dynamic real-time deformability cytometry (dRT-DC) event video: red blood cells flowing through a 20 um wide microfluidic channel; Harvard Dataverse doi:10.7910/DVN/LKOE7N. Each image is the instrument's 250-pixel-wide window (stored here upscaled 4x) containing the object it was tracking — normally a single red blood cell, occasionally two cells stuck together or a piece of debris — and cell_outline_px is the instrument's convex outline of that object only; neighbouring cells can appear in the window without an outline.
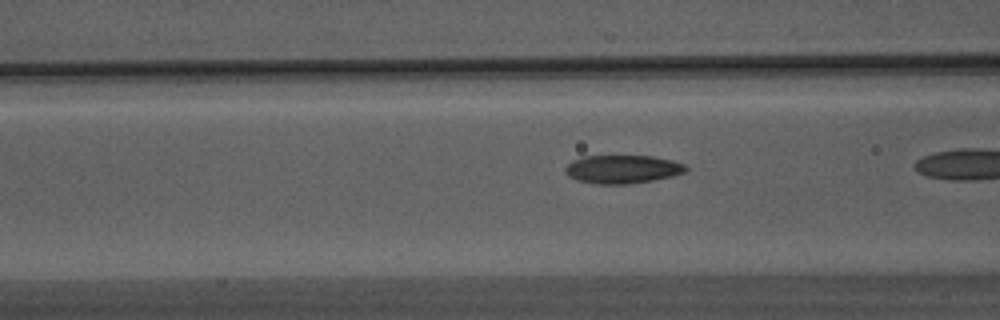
{"species": "Egyptian fruit bat (a non-hibernating species)", "species_latin": "Rousettus aegyptiacus", "temperature_condition": "warm", "stored_images_in_passage": 38, "camera_frame_rate_fps": 3000, "um_per_image_px": 0.085, "animal": {"sex": "male"}, "frame": {"image": 1, "passage_image": 17, "time_ms": 5.333, "image_size_px": [1000, 320], "cell_outline_px": [[688, 168], [684, 172], [672, 176], [652, 180], [628, 184], [596, 184], [576, 180], [568, 176], [564, 172], [564, 168], [572, 160], [584, 156], [652, 156], [672, 160], [684, 164]], "centroid_in_image_um": [52.87, 14.38], "position_along_channel_um": 113.7, "area_um2": 19.94}}
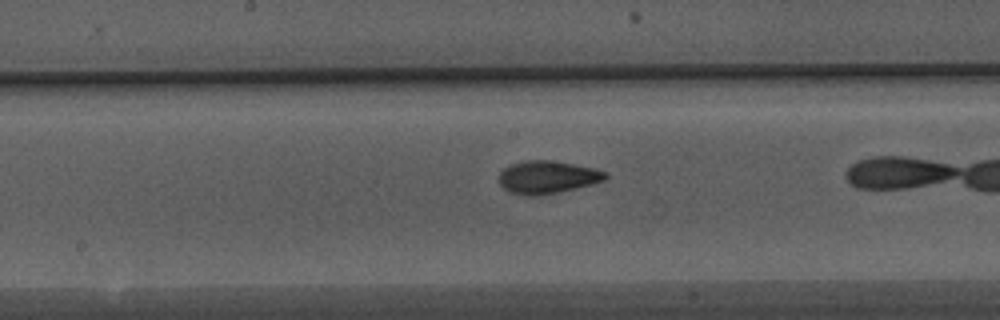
{"frame": {"image": 2, "passage_image": 24, "time_ms": 7.667, "image_size_px": [1000, 320], "cell_outline_px": [[608, 176], [604, 180], [592, 184], [576, 188], [536, 196], [528, 196], [512, 192], [504, 188], [500, 184], [500, 172], [504, 168], [512, 164], [524, 160], [548, 160], [572, 164], [592, 168], [608, 172]], "centroid_in_image_um": [46.53, 15.05], "position_along_channel_um": 201.7, "area_um2": 20.0}}
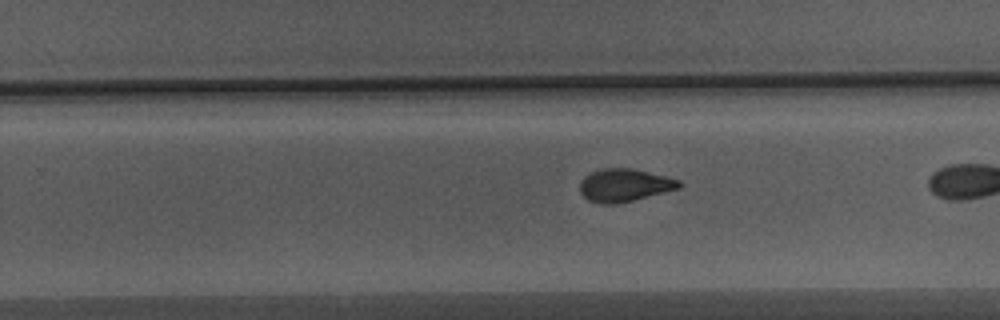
{"frame": {"image": 3, "passage_image": 30, "time_ms": 9.667, "image_size_px": [1000, 320], "cell_outline_px": [[684, 184], [680, 188], [616, 204], [604, 204], [588, 200], [580, 192], [580, 184], [584, 176], [592, 172], [604, 168], [632, 168], [680, 180]], "centroid_in_image_um": [53.08, 15.74], "position_along_channel_um": 276.7, "area_um2": 18.79}}